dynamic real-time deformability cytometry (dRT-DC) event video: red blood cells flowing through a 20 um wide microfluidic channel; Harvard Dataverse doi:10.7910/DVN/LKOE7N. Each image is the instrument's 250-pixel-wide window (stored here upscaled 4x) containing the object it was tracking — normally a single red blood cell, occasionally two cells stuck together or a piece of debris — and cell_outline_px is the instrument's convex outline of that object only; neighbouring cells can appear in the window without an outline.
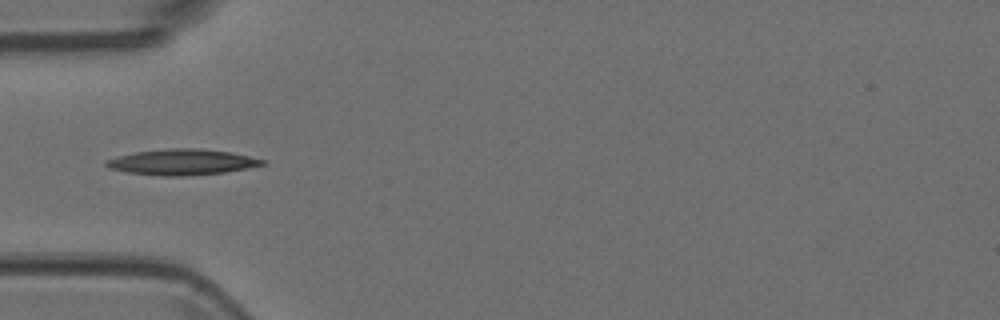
{"species": "Egyptian fruit bat (a non-hibernating species)", "species_latin": "Rousettus aegyptiacus", "temperature_condition": "room temperature", "stored_images_in_passage": 5, "camera_frame_rate_fps": 3000, "um_per_image_px": 0.085, "animal": {"sex": "female"}, "frame": {"image": 1, "passage_image": 5, "time_ms": 1.333, "image_size_px": [1000, 320], "cell_outline_px": [[268, 164], [248, 168], [224, 172], [180, 176], [160, 176], [128, 172], [108, 168], [104, 164], [104, 160], [136, 152], [168, 148], [200, 148], [228, 152], [268, 160]], "centroid_in_image_um": [15.49, 13.77], "position_along_channel_um": 69.5, "area_um2": 23.41}}